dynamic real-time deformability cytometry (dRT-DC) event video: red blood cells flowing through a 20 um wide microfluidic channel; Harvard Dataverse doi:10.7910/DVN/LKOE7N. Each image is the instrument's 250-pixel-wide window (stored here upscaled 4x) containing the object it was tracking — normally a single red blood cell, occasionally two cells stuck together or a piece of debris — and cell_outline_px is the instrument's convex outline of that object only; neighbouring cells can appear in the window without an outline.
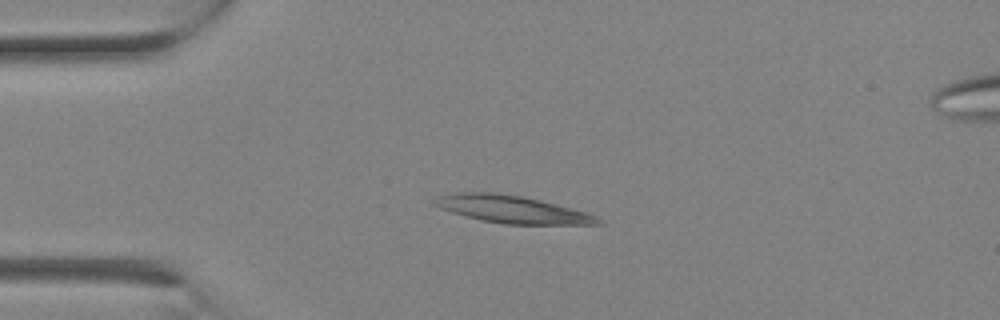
{"species": "Egyptian fruit bat (a non-hibernating species)", "species_latin": "Rousettus aegyptiacus", "temperature_condition": "room temperature", "stored_images_in_passage": 5, "camera_frame_rate_fps": 3000, "um_per_image_px": 0.085, "animal": {"sex": "female"}, "frame": {"image": 1, "passage_image": 2, "time_ms": 0.333, "image_size_px": [1000, 320], "cell_outline_px": [[604, 224], [504, 224], [480, 220], [452, 212], [440, 208], [432, 204], [432, 200], [436, 196], [456, 192], [496, 192], [524, 196], [588, 212], [604, 220]], "centroid_in_image_um": [43.52, 17.78], "position_along_channel_um": 41.5, "area_um2": 26.36}}
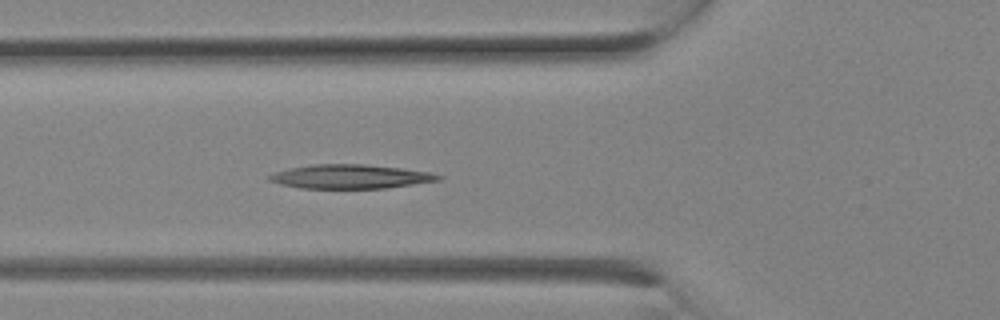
{"frame": {"image": 2, "passage_image": 5, "time_ms": 1.333, "image_size_px": [1000, 320], "cell_outline_px": [[444, 176], [440, 180], [384, 188], [300, 188], [280, 184], [268, 180], [268, 176], [276, 172], [288, 168], [312, 164], [364, 164], [400, 168], [432, 172]], "centroid_in_image_um": [29.78, 15.0], "position_along_channel_um": 96.0, "area_um2": 23.58}}